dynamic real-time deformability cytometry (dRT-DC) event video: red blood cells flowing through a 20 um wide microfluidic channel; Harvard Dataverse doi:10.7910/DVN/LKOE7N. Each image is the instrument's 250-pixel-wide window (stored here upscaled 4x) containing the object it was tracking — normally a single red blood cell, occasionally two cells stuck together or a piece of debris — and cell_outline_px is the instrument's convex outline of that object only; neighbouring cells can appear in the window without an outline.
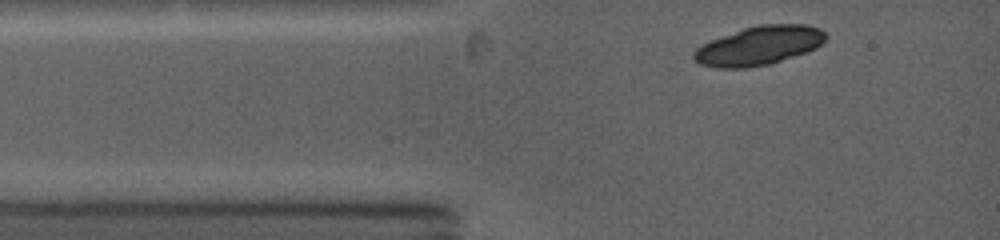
{"species": "common noctule bat (a hibernating species)", "species_latin": "Nyctalus noctula", "temperature_condition": "warm", "stored_images_in_passage": 1, "camera_frame_rate_fps": 5000, "um_per_image_px": 0.085, "animal": {"sex": "female", "body_mass_g": 19.0, "forearm_length_mm": 53.3}, "frame": {"image": 1, "passage_image": 1, "time_ms": 0.0, "image_size_px": [1000, 240], "cell_outline_px": [[828, 36], [816, 48], [808, 52], [768, 64], [748, 68], [716, 68], [700, 64], [692, 56], [692, 52], [696, 48], [712, 40], [744, 28], [760, 24], [808, 24], [820, 28]], "centroid_in_image_um": [64.54, 3.88], "position_along_channel_um": 20.5, "area_um2": 29.82}}